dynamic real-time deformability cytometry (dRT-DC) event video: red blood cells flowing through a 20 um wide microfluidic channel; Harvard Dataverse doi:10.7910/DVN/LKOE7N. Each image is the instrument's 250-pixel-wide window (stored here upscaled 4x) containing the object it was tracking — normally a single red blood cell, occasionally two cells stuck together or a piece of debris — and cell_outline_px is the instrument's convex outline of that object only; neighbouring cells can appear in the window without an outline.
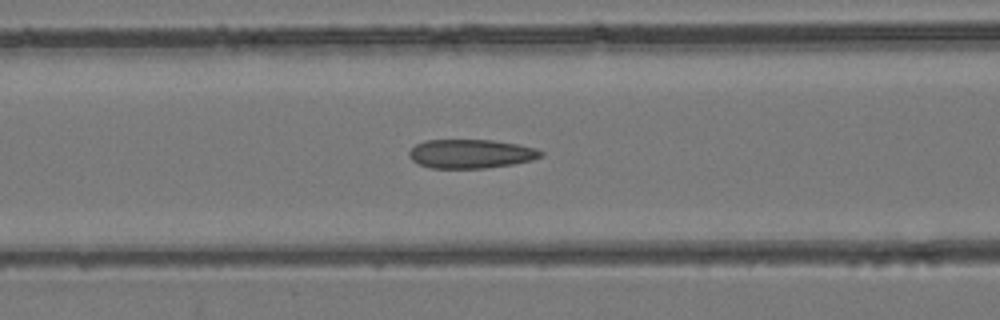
{"species": "common noctule bat (a hibernating species)", "species_latin": "Nyctalus noctula", "temperature_condition": "room temperature", "stored_images_in_passage": 39, "camera_frame_rate_fps": 3000, "um_per_image_px": 0.085, "animal": {"sex": "female", "body_mass_g": 24.6, "forearm_length_mm": 56.2}, "frame": {"image": 1, "passage_image": 13, "time_ms": 4.0, "image_size_px": [1000, 320], "cell_outline_px": [[544, 156], [532, 160], [512, 164], [484, 168], [432, 168], [420, 164], [412, 160], [408, 156], [408, 152], [416, 144], [424, 140], [492, 140], [516, 144], [536, 148], [544, 152]], "centroid_in_image_um": [40.03, 13.07], "position_along_channel_um": 126.6, "area_um2": 22.2}}
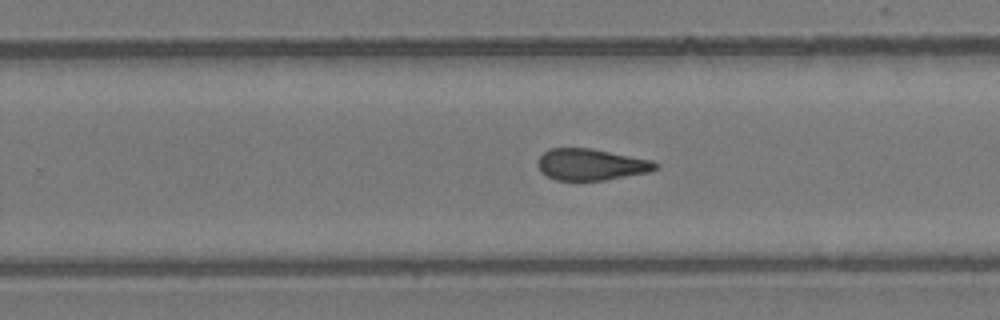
{"frame": {"image": 2, "passage_image": 23, "time_ms": 7.333, "image_size_px": [1000, 320], "cell_outline_px": [[660, 168], [652, 172], [604, 180], [556, 180], [540, 172], [536, 164], [540, 156], [548, 148], [592, 148], [652, 160], [660, 164]], "centroid_in_image_um": [50.28, 13.98], "position_along_channel_um": 279.5, "area_um2": 21.91}}
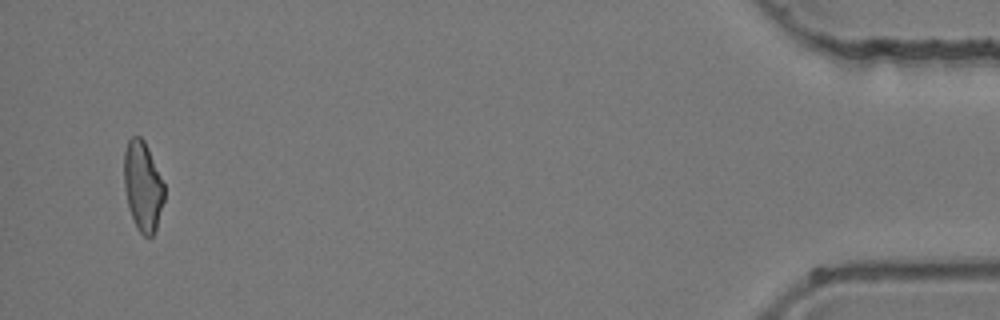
{"frame": {"image": 3, "passage_image": 38, "time_ms": 12.333, "image_size_px": [1000, 320], "cell_outline_px": [[164, 200], [156, 228], [152, 236], [144, 236], [136, 228], [128, 204], [124, 188], [124, 152], [128, 140], [132, 136], [140, 136], [144, 140], [148, 148], [164, 184]], "centroid_in_image_um": [12.13, 15.81], "position_along_channel_um": 423.1, "area_um2": 20.87}}